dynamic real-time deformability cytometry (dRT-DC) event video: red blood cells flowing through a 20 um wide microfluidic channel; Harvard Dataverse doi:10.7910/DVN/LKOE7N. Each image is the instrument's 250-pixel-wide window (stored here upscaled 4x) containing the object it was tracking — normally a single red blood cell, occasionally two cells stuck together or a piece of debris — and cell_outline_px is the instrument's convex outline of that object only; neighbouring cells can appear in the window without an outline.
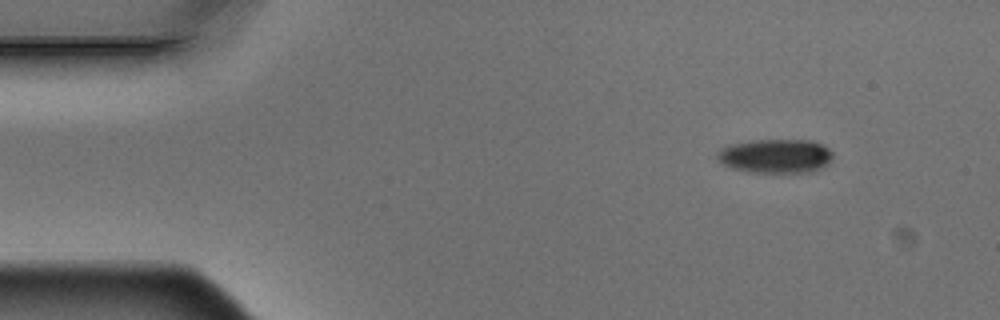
{"species": "Egyptian fruit bat (a non-hibernating species)", "species_latin": "Rousettus aegyptiacus", "temperature_condition": "warm", "stored_images_in_passage": 4, "camera_frame_rate_fps": 3000, "um_per_image_px": 0.085, "animal": {"sex": "male"}, "frame": {"image": 1, "passage_image": 4, "time_ms": 1.0, "image_size_px": [1000, 320], "cell_outline_px": [[832, 160], [828, 164], [812, 172], [748, 172], [732, 168], [724, 164], [716, 156], [716, 152], [720, 148], [732, 144], [752, 140], [808, 140], [824, 144], [832, 152]], "centroid_in_image_um": [65.94, 13.26], "position_along_channel_um": 19.1, "area_um2": 23.0}}